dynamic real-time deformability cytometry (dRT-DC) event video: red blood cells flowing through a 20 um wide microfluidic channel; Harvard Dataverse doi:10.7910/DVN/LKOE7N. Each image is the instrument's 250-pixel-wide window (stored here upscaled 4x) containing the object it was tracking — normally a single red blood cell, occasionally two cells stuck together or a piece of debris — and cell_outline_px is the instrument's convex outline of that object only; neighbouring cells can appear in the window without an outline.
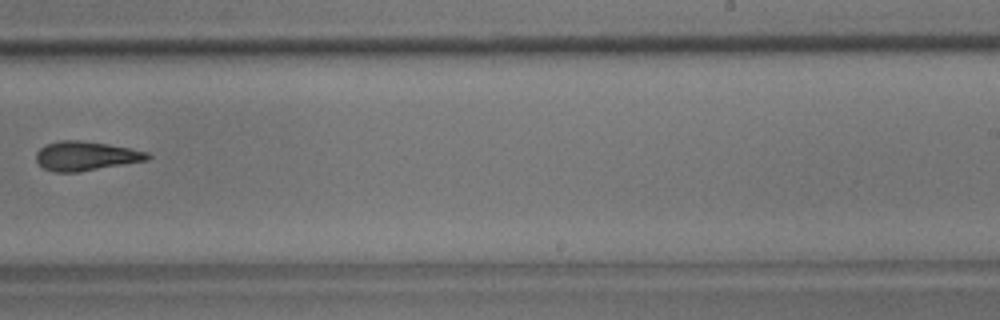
{"species": "common noctule bat (a hibernating species)", "species_latin": "Nyctalus noctula", "temperature_condition": "room temperature", "stored_images_in_passage": 10, "camera_frame_rate_fps": 3000, "um_per_image_px": 0.085, "animal": {"sex": "male", "body_mass_g": 17.9}, "frame": {"image": 1, "passage_image": 10, "time_ms": 11.333, "image_size_px": [1000, 320], "cell_outline_px": [[152, 156], [148, 160], [76, 172], [52, 172], [44, 168], [36, 160], [36, 152], [40, 148], [48, 144], [60, 140], [80, 140], [108, 144], [148, 152]], "centroid_in_image_um": [7.29, 13.25], "position_along_channel_um": 281.7, "area_um2": 18.79}}